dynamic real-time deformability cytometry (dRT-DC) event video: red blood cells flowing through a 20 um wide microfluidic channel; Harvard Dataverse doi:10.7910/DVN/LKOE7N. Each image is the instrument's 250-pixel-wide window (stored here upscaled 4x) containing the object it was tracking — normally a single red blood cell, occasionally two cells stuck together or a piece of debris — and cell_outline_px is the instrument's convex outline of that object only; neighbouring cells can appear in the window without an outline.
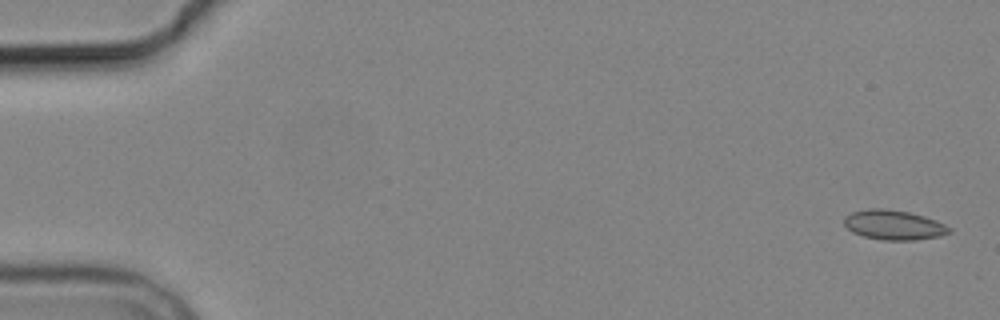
{"species": "common noctule bat (a hibernating species)", "species_latin": "Nyctalus noctula", "temperature_condition": "cold", "stored_images_in_passage": 5, "camera_frame_rate_fps": 3000, "um_per_image_px": 0.085, "animal": {"sex": "male", "body_mass_g": 19.2, "forearm_length_mm": 51.8}, "frame": {"image": 1, "passage_image": 1, "time_ms": 0.0, "image_size_px": [1000, 320], "cell_outline_px": [[952, 232], [940, 236], [912, 240], [884, 240], [864, 236], [852, 232], [844, 224], [844, 216], [852, 212], [868, 208], [880, 208], [908, 212], [924, 216], [936, 220], [952, 228]], "centroid_in_image_um": [75.98, 19.12], "position_along_channel_um": 9.0, "area_um2": 18.15}}